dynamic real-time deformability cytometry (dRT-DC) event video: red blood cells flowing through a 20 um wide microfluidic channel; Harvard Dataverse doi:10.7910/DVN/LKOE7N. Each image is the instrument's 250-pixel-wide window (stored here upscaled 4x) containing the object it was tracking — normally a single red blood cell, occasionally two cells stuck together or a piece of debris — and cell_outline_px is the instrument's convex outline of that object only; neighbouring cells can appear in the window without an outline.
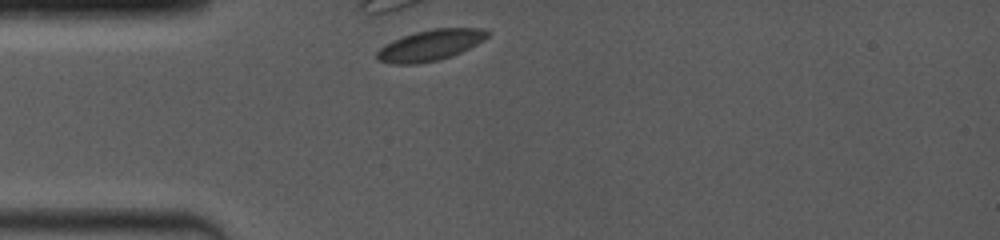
{"species": "common noctule bat (a hibernating species)", "species_latin": "Nyctalus noctula", "temperature_condition": "room temperature", "stored_images_in_passage": 3, "camera_frame_rate_fps": 4000, "um_per_image_px": 0.085, "animal": {"sex": "female", "body_mass_g": 19.0, "forearm_length_mm": 53.3}, "frame": {"image": 1, "passage_image": 1, "time_ms": 0.0, "image_size_px": [1000, 240], "cell_outline_px": [[492, 32], [484, 40], [452, 56], [440, 60], [420, 64], [392, 64], [376, 60], [376, 52], [384, 44], [392, 40], [416, 32], [432, 28], [480, 28]], "centroid_in_image_um": [36.55, 3.85], "position_along_channel_um": 48.4, "area_um2": 20.06}}